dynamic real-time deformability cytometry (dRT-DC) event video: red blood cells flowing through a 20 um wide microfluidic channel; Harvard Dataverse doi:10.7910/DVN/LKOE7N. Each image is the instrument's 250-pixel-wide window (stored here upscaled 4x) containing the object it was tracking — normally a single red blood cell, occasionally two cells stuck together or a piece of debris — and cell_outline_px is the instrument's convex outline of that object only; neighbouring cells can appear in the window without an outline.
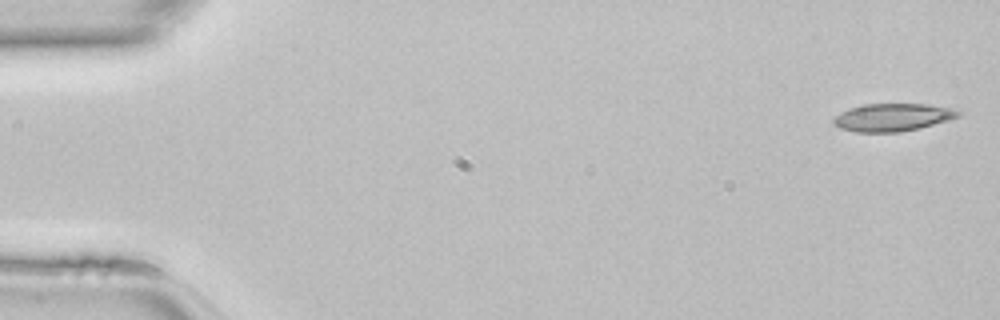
{"species": "common noctule bat (a hibernating species)", "species_latin": "Nyctalus noctula", "temperature_condition": "room temperature", "stored_images_in_passage": 46, "camera_frame_rate_fps": 3000, "um_per_image_px": 0.085, "animal": {"sex": "female", "body_mass_g": 22.7, "forearm_length_mm": 54.2}, "frame": {"image": 1, "passage_image": 1, "time_ms": 0.0, "image_size_px": [1000, 320], "cell_outline_px": [[964, 112], [960, 116], [948, 120], [920, 128], [900, 132], [856, 132], [840, 128], [832, 124], [832, 120], [840, 112], [848, 108], [864, 104], [928, 104], [952, 108]], "centroid_in_image_um": [75.87, 9.97], "position_along_channel_um": 9.1, "area_um2": 20.35}}
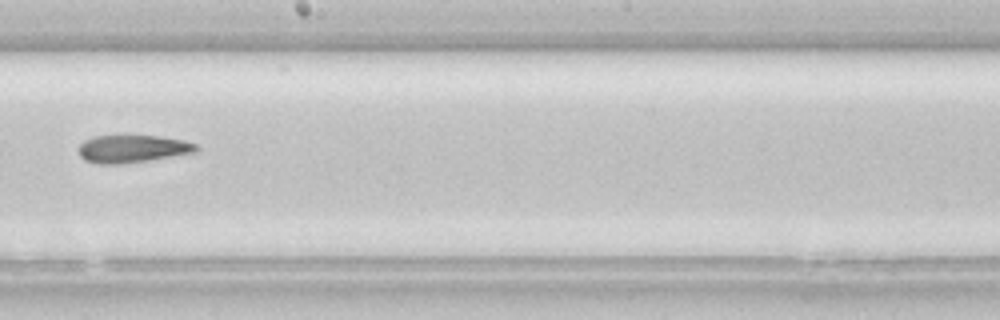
{"frame": {"image": 2, "passage_image": 26, "time_ms": 8.333, "image_size_px": [1000, 320], "cell_outline_px": [[200, 148], [196, 152], [148, 160], [120, 164], [96, 164], [84, 160], [80, 156], [76, 148], [84, 140], [92, 136], [160, 136], [184, 140], [196, 144]], "centroid_in_image_um": [11.21, 12.65], "position_along_channel_um": 237.0, "area_um2": 19.07}}
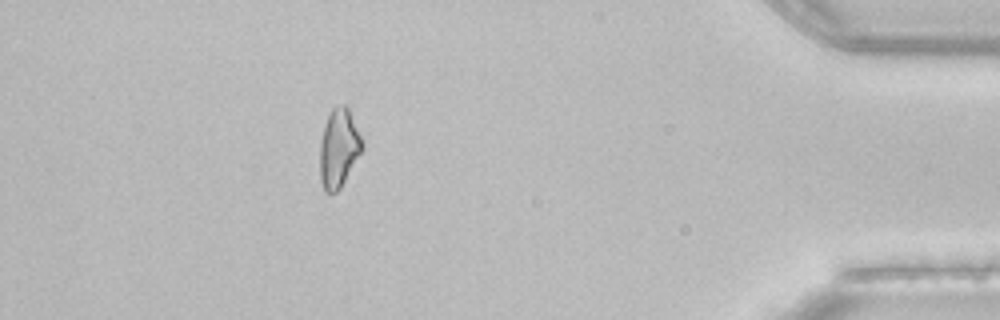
{"frame": {"image": 3, "passage_image": 41, "time_ms": 13.333, "image_size_px": [1000, 320], "cell_outline_px": [[364, 148], [340, 188], [336, 192], [324, 192], [320, 180], [320, 144], [324, 128], [328, 116], [332, 108], [336, 104], [344, 104], [348, 108], [364, 144]], "centroid_in_image_um": [28.79, 12.6], "position_along_channel_um": 406.4, "area_um2": 19.25}}